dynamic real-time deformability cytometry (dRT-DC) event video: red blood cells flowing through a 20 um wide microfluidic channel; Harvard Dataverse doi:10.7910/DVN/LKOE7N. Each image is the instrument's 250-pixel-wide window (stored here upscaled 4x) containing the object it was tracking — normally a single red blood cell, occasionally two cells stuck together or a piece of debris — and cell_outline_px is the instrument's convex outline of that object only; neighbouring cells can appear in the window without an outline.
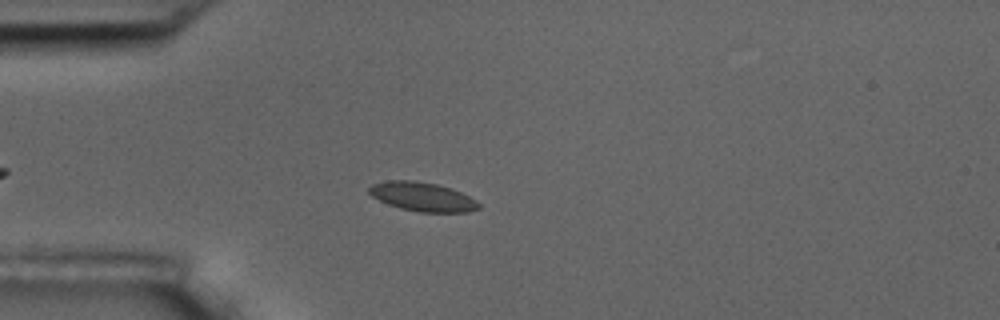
{"species": "common noctule bat (a hibernating species)", "species_latin": "Nyctalus noctula", "temperature_condition": "room temperature", "stored_images_in_passage": 5, "camera_frame_rate_fps": 3000, "um_per_image_px": 0.085, "animal": {"sex": "male", "body_mass_g": 17.5, "forearm_length_mm": 52.3}, "frame": {"image": 1, "passage_image": 5, "time_ms": 4.667, "image_size_px": [1000, 320], "cell_outline_px": [[480, 208], [468, 212], [420, 212], [400, 208], [388, 204], [372, 196], [368, 192], [368, 188], [372, 184], [388, 180], [412, 180], [436, 184], [452, 188], [476, 200], [480, 204]], "centroid_in_image_um": [35.91, 16.72], "position_along_channel_um": 49.1, "area_um2": 18.5}}